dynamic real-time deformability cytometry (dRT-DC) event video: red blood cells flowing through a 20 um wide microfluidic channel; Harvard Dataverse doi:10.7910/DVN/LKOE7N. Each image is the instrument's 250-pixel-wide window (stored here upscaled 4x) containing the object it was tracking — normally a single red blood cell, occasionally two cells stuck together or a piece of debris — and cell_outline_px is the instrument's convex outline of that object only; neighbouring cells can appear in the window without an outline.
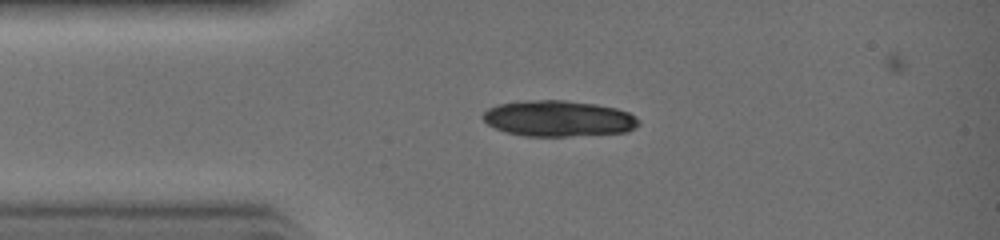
{"species": "common noctule bat (a hibernating species)", "species_latin": "Nyctalus noctula", "temperature_condition": "warm", "stored_images_in_passage": 10, "camera_frame_rate_fps": 3000, "um_per_image_px": 0.085, "animal": {"sex": "female", "body_mass_g": 19.0, "forearm_length_mm": 51.5}, "frame": {"image": 1, "passage_image": 6, "time_ms": 1.667, "image_size_px": [1000, 240], "cell_outline_px": [[640, 124], [628, 132], [568, 136], [524, 136], [504, 132], [488, 124], [480, 116], [488, 108], [496, 104], [524, 100], [564, 100], [596, 104], [616, 108], [628, 112], [636, 116], [640, 120]], "centroid_in_image_um": [47.46, 10.07], "position_along_channel_um": 37.5, "area_um2": 32.95}}